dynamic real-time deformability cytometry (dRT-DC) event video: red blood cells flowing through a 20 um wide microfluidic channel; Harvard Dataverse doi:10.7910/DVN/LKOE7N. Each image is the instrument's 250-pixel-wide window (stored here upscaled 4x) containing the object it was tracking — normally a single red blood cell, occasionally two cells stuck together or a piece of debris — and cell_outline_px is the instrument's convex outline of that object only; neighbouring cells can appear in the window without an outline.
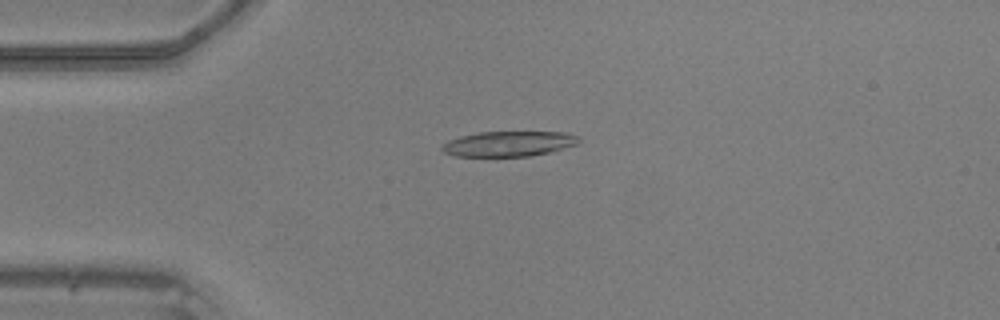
{"species": "common noctule bat (a hibernating species)", "species_latin": "Nyctalus noctula", "temperature_condition": "warm", "stored_images_in_passage": 49, "camera_frame_rate_fps": 3000, "um_per_image_px": 0.085, "animal": {"sex": "male", "body_mass_g": 20.5, "forearm_length_mm": 52.5}, "frame": {"image": 1, "passage_image": 12, "time_ms": 3.667, "image_size_px": [1000, 320], "cell_outline_px": [[580, 140], [576, 144], [552, 152], [532, 156], [456, 156], [444, 152], [440, 148], [448, 140], [460, 136], [480, 132], [568, 132], [580, 136]], "centroid_in_image_um": [43.28, 12.22], "position_along_channel_um": 41.7, "area_um2": 20.17}}
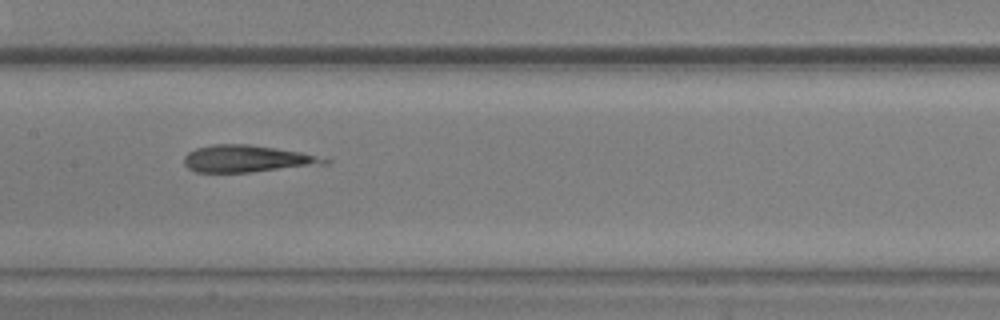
{"frame": {"image": 2, "passage_image": 24, "time_ms": 7.667, "image_size_px": [1000, 320], "cell_outline_px": [[332, 160], [328, 164], [252, 172], [196, 172], [188, 168], [184, 164], [184, 156], [188, 152], [196, 148], [212, 144], [248, 144], [276, 148], [300, 152]], "centroid_in_image_um": [20.99, 13.49], "position_along_channel_um": 186.4, "area_um2": 22.08}}
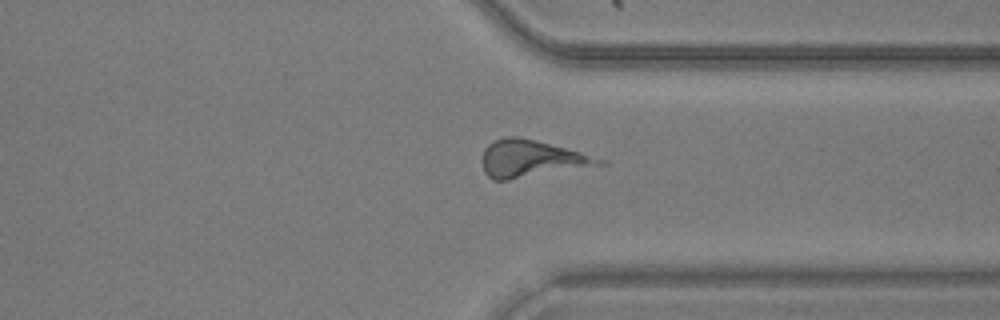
{"frame": {"image": 3, "passage_image": 37, "time_ms": 12.0, "image_size_px": [1000, 320], "cell_outline_px": [[608, 164], [508, 180], [492, 180], [484, 172], [480, 160], [484, 148], [492, 140], [508, 136], [516, 136], [536, 140], [580, 152], [608, 160]], "centroid_in_image_um": [45.14, 13.49], "position_along_channel_um": 366.3, "area_um2": 25.55}}